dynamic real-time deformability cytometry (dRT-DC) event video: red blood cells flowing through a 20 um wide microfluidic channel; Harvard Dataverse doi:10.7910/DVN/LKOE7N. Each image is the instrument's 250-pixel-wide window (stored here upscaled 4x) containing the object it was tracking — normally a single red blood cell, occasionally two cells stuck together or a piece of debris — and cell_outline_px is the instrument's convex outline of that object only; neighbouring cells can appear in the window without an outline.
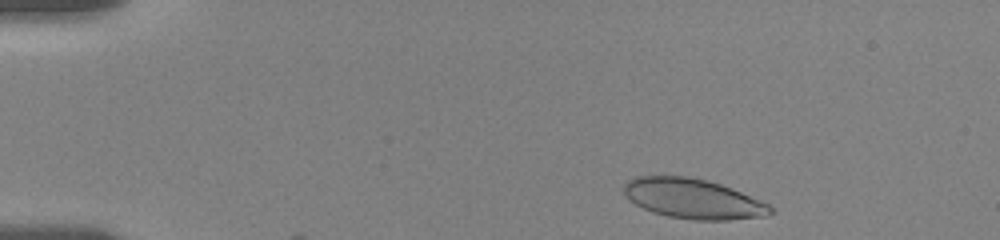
{"species": "human", "species_latin": "Homo sapiens", "temperature_condition": "room temperature", "stored_images_in_passage": 40, "camera_frame_rate_fps": 3000, "um_per_image_px": 0.085, "donor": {"sex": "female"}, "frame": {"image": 1, "passage_image": 1, "time_ms": 0.0, "image_size_px": [1000, 240], "cell_outline_px": [[776, 212], [764, 216], [728, 220], [692, 220], [668, 216], [652, 212], [628, 200], [624, 192], [624, 184], [628, 180], [636, 176], [688, 176], [708, 180], [732, 188], [760, 200], [776, 208]], "centroid_in_image_um": [58.93, 16.89], "position_along_channel_um": 26.1, "area_um2": 34.28}}
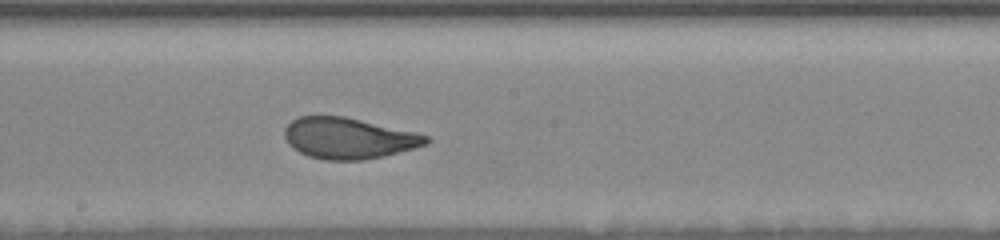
{"frame": {"image": 2, "passage_image": 24, "time_ms": 7.667, "image_size_px": [1000, 240], "cell_outline_px": [[432, 140], [428, 144], [384, 156], [364, 160], [324, 160], [308, 156], [292, 148], [288, 144], [284, 136], [284, 128], [292, 120], [300, 116], [344, 116], [416, 132], [428, 136]], "centroid_in_image_um": [29.62, 11.75], "position_along_channel_um": 218.6, "area_um2": 33.99}}
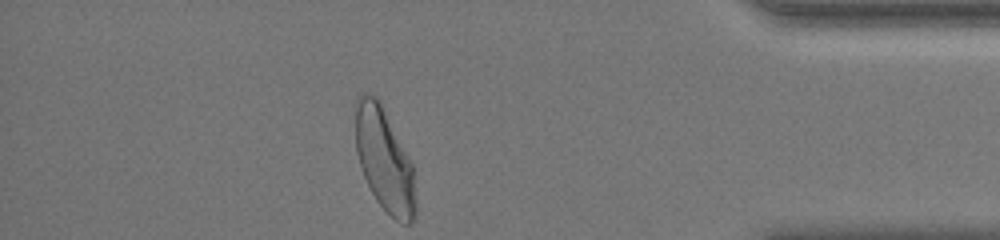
{"frame": {"image": 3, "passage_image": 40, "time_ms": 13.667, "image_size_px": [1000, 240], "cell_outline_px": [[416, 212], [412, 220], [408, 224], [400, 224], [376, 200], [360, 168], [356, 152], [356, 100], [364, 92], [376, 96], [380, 100], [412, 164], [416, 200]], "centroid_in_image_um": [32.67, 13.59], "position_along_channel_um": 402.5, "area_um2": 35.95}, "authors_computed_cell_mechanics": {"area_um2": 34.391, "velocity_mm_per_s": 3.5854, "shape_relaxation_time_tau1_ms": 3.3802, "shape_relaxation_time_tau2_ms": null, "deformation_change_tau1": 0.1371, "deformation_change_tau2": null}}